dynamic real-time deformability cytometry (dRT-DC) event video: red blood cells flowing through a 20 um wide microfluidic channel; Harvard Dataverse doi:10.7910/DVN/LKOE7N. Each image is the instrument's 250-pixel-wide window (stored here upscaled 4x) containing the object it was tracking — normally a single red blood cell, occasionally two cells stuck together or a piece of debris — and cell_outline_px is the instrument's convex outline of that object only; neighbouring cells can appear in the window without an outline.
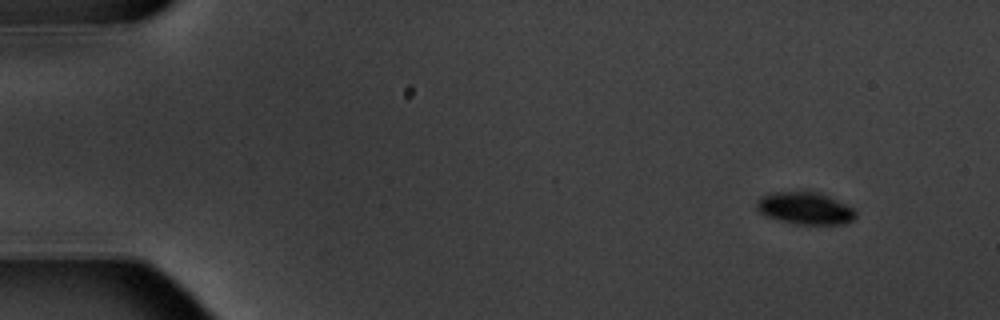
{"species": "common noctule bat (a hibernating species)", "species_latin": "Nyctalus noctula", "temperature_condition": "warm", "stored_images_in_passage": 5, "camera_frame_rate_fps": 3000, "um_per_image_px": 0.085, "animal": {"sex": "male", "body_mass_g": 20.1, "forearm_length_mm": 53.5}, "frame": {"image": 1, "passage_image": 1, "time_ms": 0.0, "image_size_px": [1000, 320], "cell_outline_px": [[856, 216], [852, 220], [844, 224], [800, 224], [768, 216], [760, 212], [756, 208], [756, 200], [760, 196], [768, 192], [816, 192], [828, 196], [852, 208], [856, 212]], "centroid_in_image_um": [68.41, 17.69], "position_along_channel_um": 16.6, "area_um2": 18.21}}
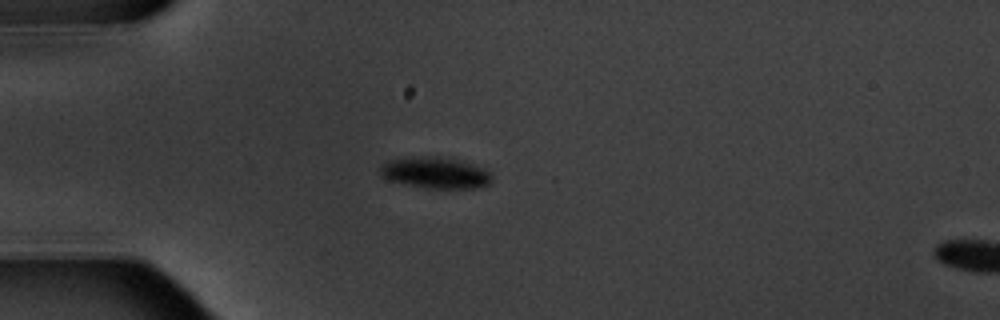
{"frame": {"image": 2, "passage_image": 4, "time_ms": 3.667, "image_size_px": [1000, 320], "cell_outline_px": [[492, 180], [488, 184], [472, 188], [424, 188], [388, 180], [380, 172], [380, 168], [388, 160], [432, 156], [440, 156], [460, 160], [480, 168], [488, 172], [492, 176]], "centroid_in_image_um": [37.0, 14.69], "position_along_channel_um": 48.0, "area_um2": 19.88}}